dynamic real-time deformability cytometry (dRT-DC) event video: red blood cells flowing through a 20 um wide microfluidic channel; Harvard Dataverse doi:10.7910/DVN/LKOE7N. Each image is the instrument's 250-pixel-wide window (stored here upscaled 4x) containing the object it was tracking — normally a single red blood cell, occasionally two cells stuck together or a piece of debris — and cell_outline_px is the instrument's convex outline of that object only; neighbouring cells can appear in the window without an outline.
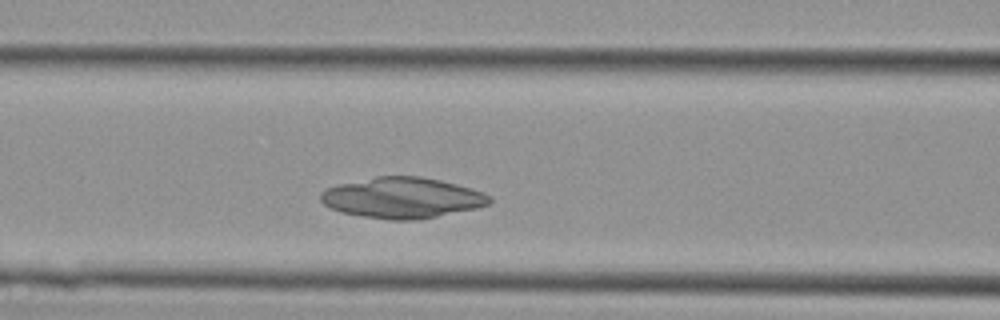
{"species": "Egyptian fruit bat (a non-hibernating species)", "species_latin": "Rousettus aegyptiacus", "temperature_condition": "cold", "stored_images_in_passage": 32, "camera_frame_rate_fps": 3000, "um_per_image_px": 0.085, "animal": {"sex": "female"}, "frame": {"image": 1, "passage_image": 6, "time_ms": 1.667, "image_size_px": [1000, 320], "cell_outline_px": [[492, 204], [476, 208], [416, 220], [388, 220], [340, 212], [324, 204], [320, 200], [320, 192], [328, 188], [340, 184], [376, 176], [420, 176], [440, 180], [456, 184], [484, 192], [492, 196]], "centroid_in_image_um": [34.22, 16.81], "position_along_channel_um": 132.4, "area_um2": 40.0}}
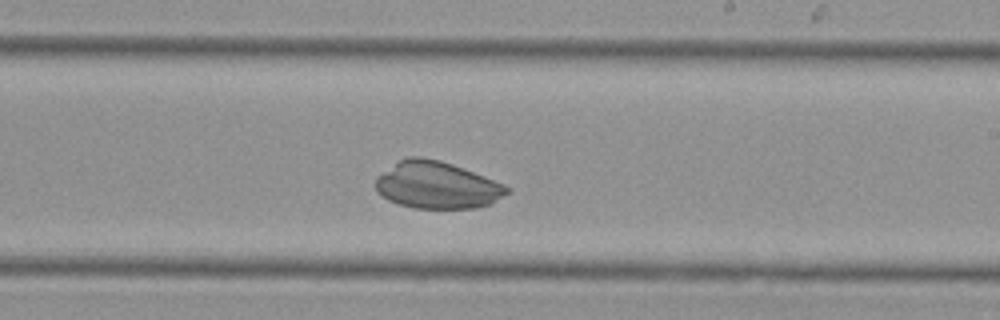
{"frame": {"image": 2, "passage_image": 14, "time_ms": 4.333, "image_size_px": [1000, 320], "cell_outline_px": [[508, 192], [492, 204], [476, 208], [412, 208], [388, 200], [376, 192], [376, 180], [384, 172], [400, 160], [408, 156], [420, 156], [440, 160], [452, 164], [504, 184], [508, 188]], "centroid_in_image_um": [37.14, 15.75], "position_along_channel_um": 251.9, "area_um2": 35.6}}
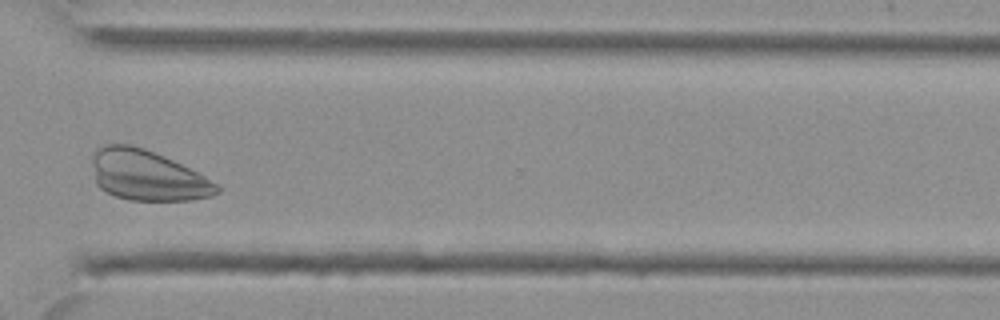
{"frame": {"image": 3, "passage_image": 21, "time_ms": 6.667, "image_size_px": [1000, 320], "cell_outline_px": [[220, 192], [212, 196], [192, 200], [128, 200], [116, 196], [100, 188], [96, 184], [92, 164], [92, 152], [96, 148], [104, 144], [132, 144], [144, 148], [164, 156], [204, 176], [216, 184], [220, 188]], "centroid_in_image_um": [12.48, 14.9], "position_along_channel_um": 358.1, "area_um2": 36.59}}